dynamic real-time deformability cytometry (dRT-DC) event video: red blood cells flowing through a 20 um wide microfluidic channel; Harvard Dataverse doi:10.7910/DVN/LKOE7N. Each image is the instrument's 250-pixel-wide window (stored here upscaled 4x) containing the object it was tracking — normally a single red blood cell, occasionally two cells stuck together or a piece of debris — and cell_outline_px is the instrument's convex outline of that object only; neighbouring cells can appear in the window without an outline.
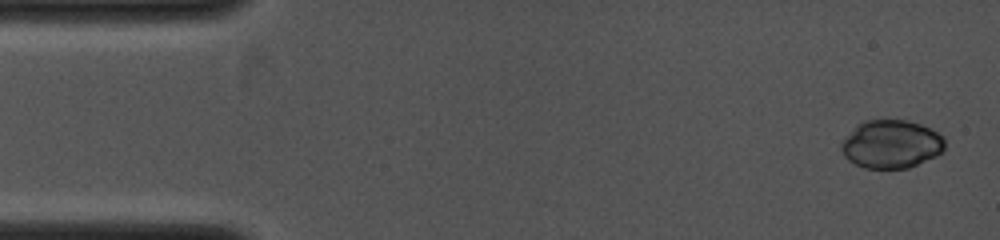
{"species": "common noctule bat (a hibernating species)", "species_latin": "Nyctalus noctula", "temperature_condition": "cold", "stored_images_in_passage": 42, "camera_frame_rate_fps": 4000, "um_per_image_px": 0.085, "animal": {"sex": "female", "body_mass_g": 19.0, "forearm_length_mm": 53.3}, "frame": {"image": 1, "passage_image": 1, "time_ms": 0.0, "image_size_px": [1000, 240], "cell_outline_px": [[944, 148], [936, 156], [908, 168], [864, 168], [848, 160], [844, 156], [840, 148], [840, 144], [856, 124], [864, 120], [908, 120], [920, 124], [944, 136]], "centroid_in_image_um": [75.73, 12.25], "position_along_channel_um": 9.3, "area_um2": 29.07}}
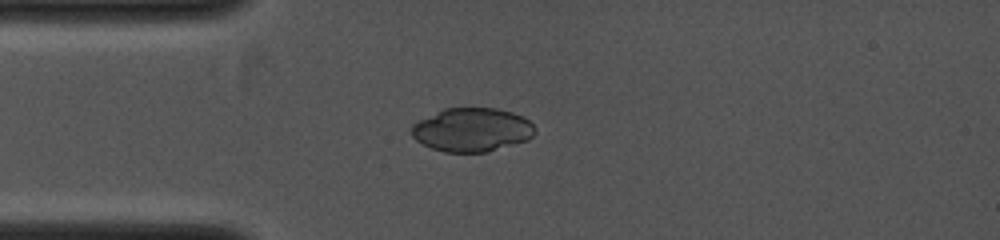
{"frame": {"image": 2, "passage_image": 12, "time_ms": 2.75, "image_size_px": [1000, 240], "cell_outline_px": [[536, 132], [528, 140], [488, 152], [444, 152], [432, 148], [416, 140], [412, 136], [408, 128], [412, 124], [444, 108], [496, 108], [512, 112], [524, 116], [536, 128]], "centroid_in_image_um": [40.12, 11.03], "position_along_channel_um": 44.9, "area_um2": 31.62}}